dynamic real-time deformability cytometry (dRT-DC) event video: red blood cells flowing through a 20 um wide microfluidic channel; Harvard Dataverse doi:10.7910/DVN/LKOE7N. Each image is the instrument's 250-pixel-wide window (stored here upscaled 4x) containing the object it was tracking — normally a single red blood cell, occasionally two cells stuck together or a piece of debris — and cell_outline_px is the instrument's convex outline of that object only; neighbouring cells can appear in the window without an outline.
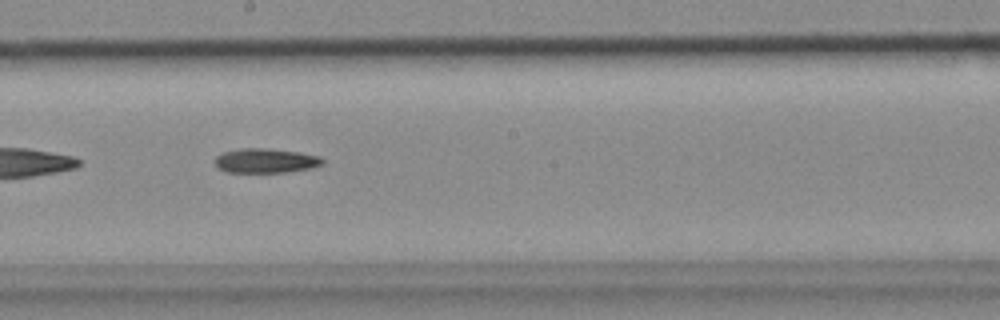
{"species": "common noctule bat (a hibernating species)", "species_latin": "Nyctalus noctula", "temperature_condition": "cold", "stored_images_in_passage": 52, "segment_of_instrument_passage": [2, 2], "camera_frame_rate_fps": 3000, "um_per_image_px": 0.085, "animal": {"sex": "female", "body_mass_g": 18.4}, "frame": {"image": 1, "passage_image": 28, "time_ms": 9.0, "image_size_px": [1000, 320], "cell_outline_px": [[324, 164], [308, 168], [284, 172], [224, 172], [216, 168], [212, 160], [216, 156], [224, 152], [240, 148], [264, 148], [296, 152], [320, 156], [324, 160]], "centroid_in_image_um": [22.49, 13.66], "position_along_channel_um": 225.7, "area_um2": 15.37}}
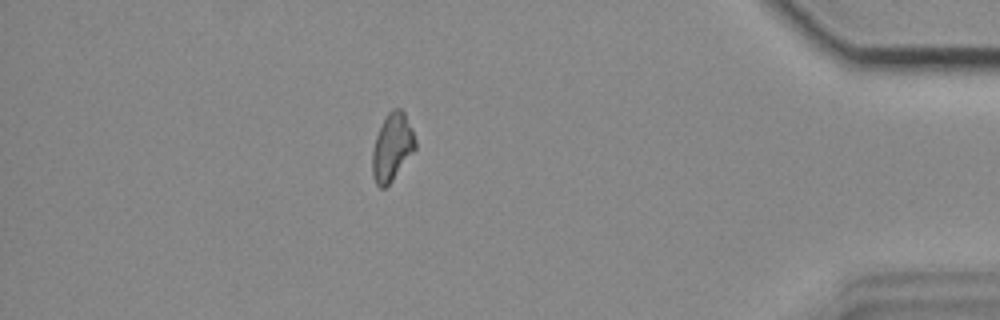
{"frame": {"image": 2, "passage_image": 46, "time_ms": 15.0, "image_size_px": [1000, 320], "cell_outline_px": [[416, 148], [392, 180], [384, 188], [380, 188], [376, 184], [372, 176], [372, 148], [376, 136], [388, 112], [392, 108], [400, 108], [404, 112], [412, 128], [416, 140]], "centroid_in_image_um": [33.32, 12.5], "position_along_channel_um": 401.9, "area_um2": 16.82}}